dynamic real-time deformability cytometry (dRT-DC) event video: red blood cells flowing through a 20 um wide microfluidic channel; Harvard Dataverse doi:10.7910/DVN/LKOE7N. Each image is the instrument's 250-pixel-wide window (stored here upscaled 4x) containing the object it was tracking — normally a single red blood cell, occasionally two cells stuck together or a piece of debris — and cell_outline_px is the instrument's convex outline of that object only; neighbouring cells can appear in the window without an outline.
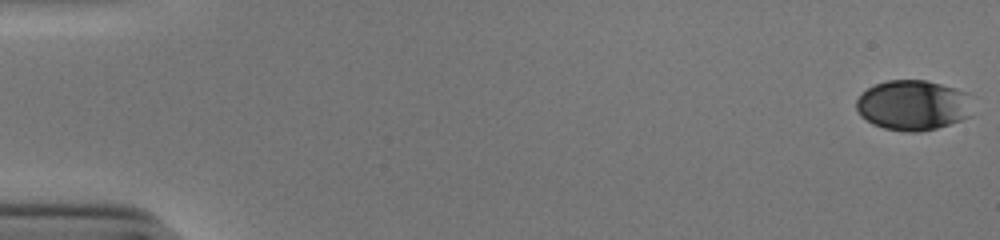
{"species": "human", "species_latin": "Homo sapiens", "temperature_condition": "cold", "stored_images_in_passage": 53, "camera_frame_rate_fps": 3000, "um_per_image_px": 0.085, "donor": {"sex": "male"}, "frame": {"image": 1, "passage_image": 1, "time_ms": 0.0, "image_size_px": [1000, 240], "cell_outline_px": [[972, 116], [936, 128], [916, 132], [908, 132], [884, 128], [872, 124], [860, 116], [856, 108], [856, 100], [868, 88], [876, 84], [888, 80], [924, 80], [940, 84], [968, 92]], "centroid_in_image_um": [77.6, 8.95], "position_along_channel_um": 7.4, "area_um2": 33.93}}
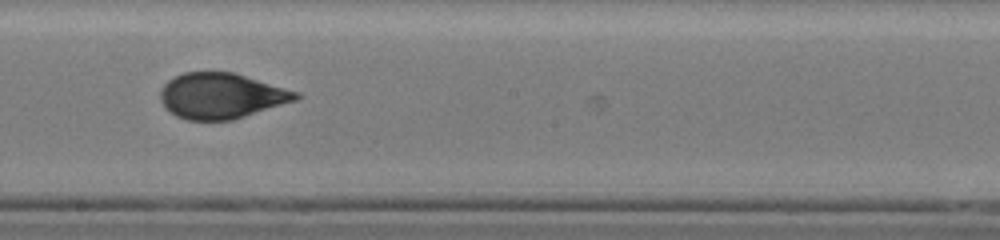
{"frame": {"image": 2, "passage_image": 31, "time_ms": 10.0, "image_size_px": [1000, 240], "cell_outline_px": [[304, 96], [296, 100], [232, 120], [188, 120], [176, 116], [164, 108], [160, 100], [160, 92], [164, 84], [168, 80], [184, 72], [232, 72], [300, 92]], "centroid_in_image_um": [18.8, 8.15], "position_along_channel_um": 229.4, "area_um2": 35.95}}
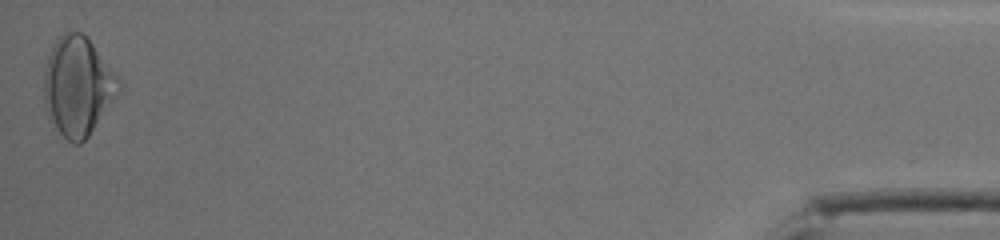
{"frame": {"image": 3, "passage_image": 53, "time_ms": 17.333, "image_size_px": [1000, 240], "cell_outline_px": [[120, 88], [116, 96], [88, 136], [80, 144], [76, 144], [68, 140], [52, 128], [44, 108], [44, 68], [48, 56], [56, 40], [64, 32], [84, 32], [88, 36], [120, 80]], "centroid_in_image_um": [6.57, 7.33], "position_along_channel_um": 428.6, "area_um2": 43.23}, "authors_computed_cell_mechanics": {"area_um2": 36.125, "velocity_mm_per_s": 3.9181, "shape_relaxation_time_tau1_ms": 5.6204, "shape_relaxation_time_tau2_ms": 0.8087, "deformation_change_tau1": 0.1739, "deformation_change_tau2": 0.0375}}